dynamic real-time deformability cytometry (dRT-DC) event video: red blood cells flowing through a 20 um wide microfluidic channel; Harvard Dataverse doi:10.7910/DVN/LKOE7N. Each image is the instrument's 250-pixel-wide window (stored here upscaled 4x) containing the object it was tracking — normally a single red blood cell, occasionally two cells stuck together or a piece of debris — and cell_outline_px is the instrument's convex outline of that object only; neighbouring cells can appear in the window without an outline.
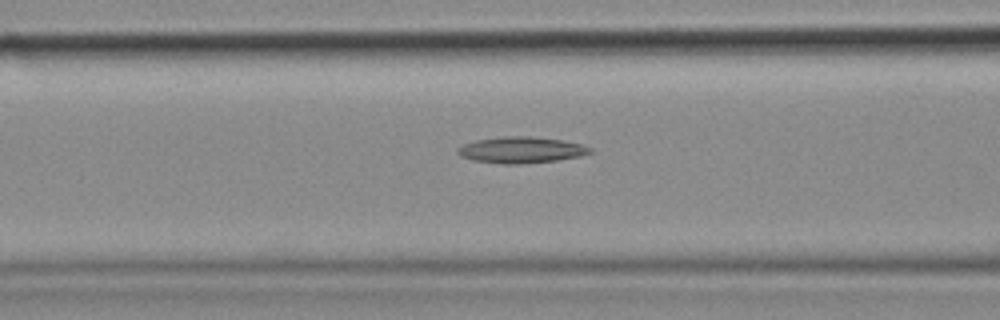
{"species": "common noctule bat (a hibernating species)", "species_latin": "Nyctalus noctula", "temperature_condition": "cold", "stored_images_in_passage": 41, "camera_frame_rate_fps": 3000, "um_per_image_px": 0.085, "animal": {"sex": "female", "body_mass_g": 18.4}, "frame": {"image": 1, "passage_image": 11, "time_ms": 3.333, "image_size_px": [1000, 320], "cell_outline_px": [[592, 152], [580, 156], [556, 160], [520, 164], [500, 164], [472, 160], [460, 156], [456, 152], [456, 148], [464, 144], [476, 140], [504, 136], [528, 136], [564, 140], [580, 144], [592, 148]], "centroid_in_image_um": [44.26, 12.74], "position_along_channel_um": 122.3, "area_um2": 20.29}}
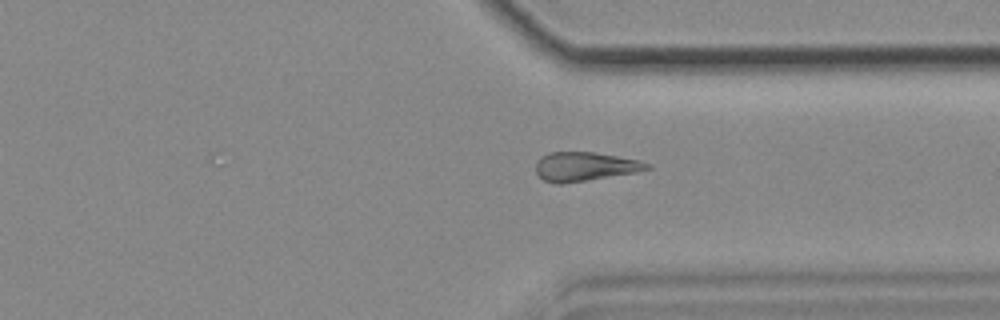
{"frame": {"image": 2, "passage_image": 29, "time_ms": 9.333, "image_size_px": [1000, 320], "cell_outline_px": [[652, 168], [636, 172], [588, 180], [560, 184], [556, 184], [544, 180], [536, 172], [536, 160], [540, 156], [548, 152], [596, 152], [640, 160], [652, 164]], "centroid_in_image_um": [49.72, 14.14], "position_along_channel_um": 361.7, "area_um2": 18.96}}
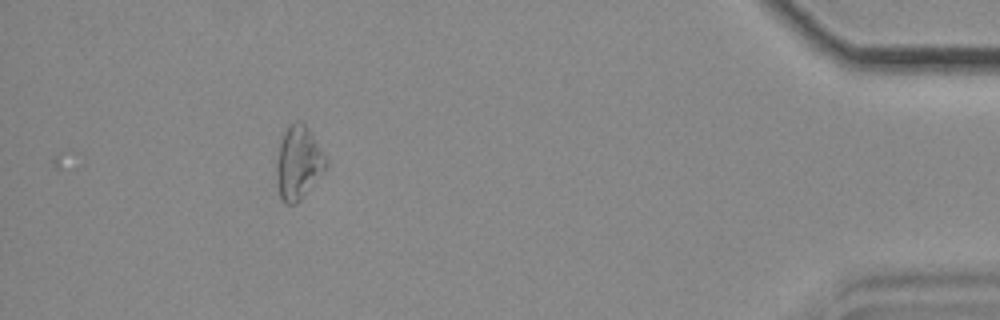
{"frame": {"image": 3, "passage_image": 37, "time_ms": 12.0, "image_size_px": [1000, 320], "cell_outline_px": [[328, 168], [300, 200], [296, 204], [284, 204], [280, 196], [276, 184], [276, 160], [280, 140], [288, 124], [296, 120], [300, 120], [308, 128], [328, 160]], "centroid_in_image_um": [25.36, 13.84], "position_along_channel_um": 409.8, "area_um2": 21.56}}